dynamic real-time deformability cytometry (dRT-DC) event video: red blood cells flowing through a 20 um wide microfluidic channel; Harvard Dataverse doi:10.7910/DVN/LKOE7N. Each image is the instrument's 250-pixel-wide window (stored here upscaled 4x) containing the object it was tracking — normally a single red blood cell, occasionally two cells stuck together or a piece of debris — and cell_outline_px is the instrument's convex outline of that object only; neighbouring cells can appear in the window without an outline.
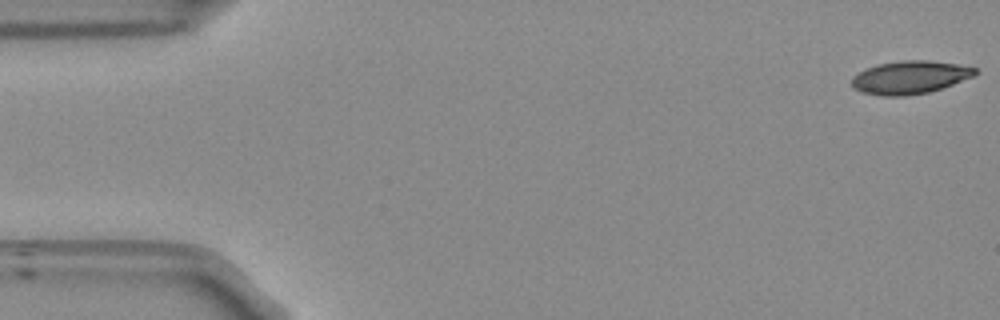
{"species": "Egyptian fruit bat (a non-hibernating species)", "species_latin": "Rousettus aegyptiacus", "temperature_condition": "room temperature", "stored_images_in_passage": 52, "camera_frame_rate_fps": 3000, "um_per_image_px": 0.085, "frame": {"image": 1, "passage_image": 1, "time_ms": 0.0, "image_size_px": [1000, 320], "cell_outline_px": [[980, 72], [972, 76], [952, 84], [928, 92], [904, 96], [884, 96], [864, 92], [852, 88], [852, 76], [876, 64], [900, 60], [928, 60], [956, 64], [976, 68]], "centroid_in_image_um": [77.33, 6.56], "position_along_channel_um": 7.7, "area_um2": 23.52}}
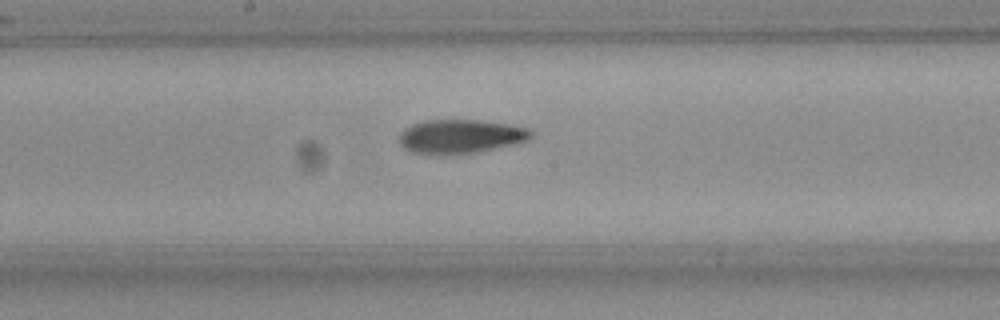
{"frame": {"image": 2, "passage_image": 27, "time_ms": 8.667, "image_size_px": [1000, 320], "cell_outline_px": [[532, 136], [528, 140], [476, 152], [416, 152], [400, 144], [400, 132], [404, 128], [412, 124], [424, 120], [480, 120], [512, 124], [528, 128], [532, 132]], "centroid_in_image_um": [39.19, 11.53], "position_along_channel_um": 209.0, "area_um2": 25.14}}
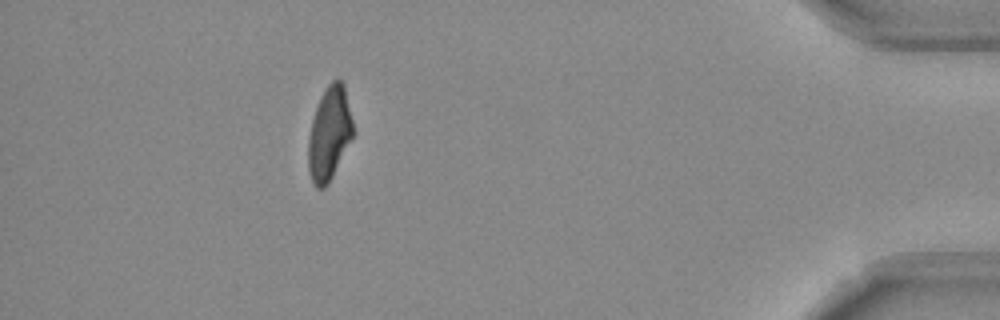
{"frame": {"image": 3, "passage_image": 47, "time_ms": 15.333, "image_size_px": [1000, 320], "cell_outline_px": [[352, 136], [328, 184], [324, 188], [316, 188], [312, 180], [308, 168], [308, 140], [312, 120], [320, 96], [328, 84], [332, 80], [340, 80], [344, 84], [352, 120]], "centroid_in_image_um": [27.97, 11.34], "position_along_channel_um": 407.2, "area_um2": 23.87}, "authors_computed_cell_mechanics": {"area_um2": 25.2297, "velocity_mm_per_s": 3.8409, "shape_relaxation_time_tau1_ms": 10.3997, "shape_relaxation_time_tau2_ms": 4.404, "deformation_change_tau1": 0.2472, "deformation_change_tau2": 0.1241}}